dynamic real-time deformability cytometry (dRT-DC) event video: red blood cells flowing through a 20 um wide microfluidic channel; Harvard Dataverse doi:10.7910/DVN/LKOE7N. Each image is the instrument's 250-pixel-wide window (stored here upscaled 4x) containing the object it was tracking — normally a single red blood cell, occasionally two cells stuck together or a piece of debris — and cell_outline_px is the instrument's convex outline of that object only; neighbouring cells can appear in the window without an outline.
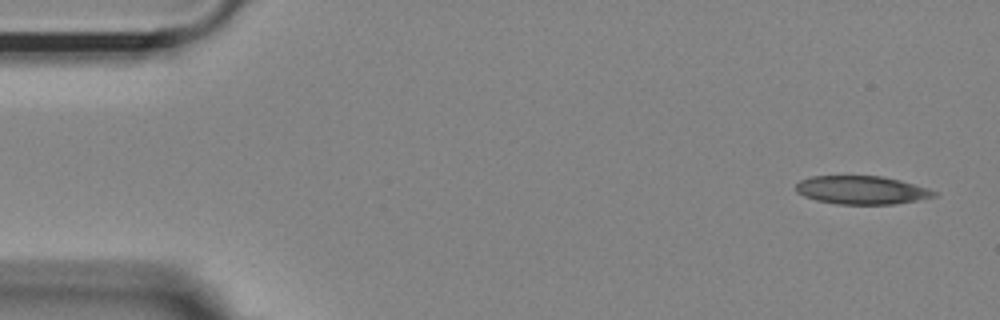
{"species": "Egyptian fruit bat (a non-hibernating species)", "species_latin": "Rousettus aegyptiacus", "temperature_condition": "room temperature", "stored_images_in_passage": 11, "camera_frame_rate_fps": 3000, "um_per_image_px": 0.085, "animal": {"sex": "female"}, "frame": {"image": 1, "passage_image": 1, "time_ms": 0.0, "image_size_px": [1000, 320], "cell_outline_px": [[936, 196], [896, 204], [836, 204], [816, 200], [804, 196], [796, 192], [796, 184], [800, 180], [812, 176], [880, 176], [900, 180], [928, 188], [936, 192]], "centroid_in_image_um": [73.22, 16.16], "position_along_channel_um": 11.8, "area_um2": 22.72}}